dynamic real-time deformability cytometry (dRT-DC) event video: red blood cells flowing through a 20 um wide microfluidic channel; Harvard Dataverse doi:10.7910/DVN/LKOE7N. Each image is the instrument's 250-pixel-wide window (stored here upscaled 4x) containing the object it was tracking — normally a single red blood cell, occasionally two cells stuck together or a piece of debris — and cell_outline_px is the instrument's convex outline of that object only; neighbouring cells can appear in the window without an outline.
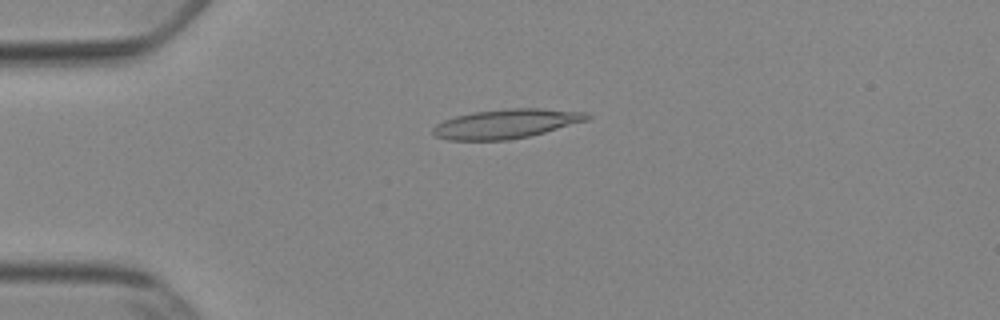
{"species": "Egyptian fruit bat (a non-hibernating species)", "species_latin": "Rousettus aegyptiacus", "temperature_condition": "cold", "stored_images_in_passage": 52, "camera_frame_rate_fps": 3000, "um_per_image_px": 0.085, "animal": {"sex": "female"}, "frame": {"image": 1, "passage_image": 13, "time_ms": 4.0, "image_size_px": [1000, 320], "cell_outline_px": [[592, 116], [588, 120], [544, 132], [528, 136], [508, 140], [448, 140], [436, 136], [432, 132], [432, 128], [436, 124], [444, 120], [456, 116], [472, 112], [508, 108], [540, 108], [588, 112]], "centroid_in_image_um": [43.03, 10.51], "position_along_channel_um": 42.0, "area_um2": 26.3}}
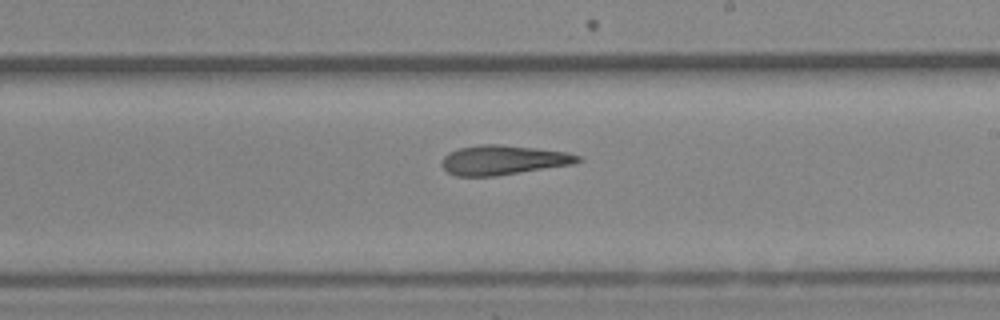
{"frame": {"image": 2, "passage_image": 31, "time_ms": 10.0, "image_size_px": [1000, 320], "cell_outline_px": [[584, 160], [572, 164], [496, 176], [456, 176], [448, 172], [440, 164], [444, 156], [448, 152], [460, 148], [480, 144], [500, 144], [568, 152], [580, 156]], "centroid_in_image_um": [42.76, 13.6], "position_along_channel_um": 246.2, "area_um2": 23.41}}
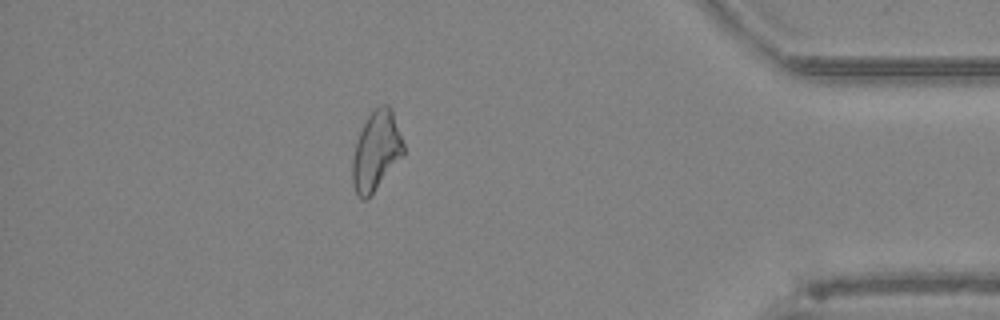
{"frame": {"image": 3, "passage_image": 46, "time_ms": 15.0, "image_size_px": [1000, 320], "cell_outline_px": [[404, 156], [368, 200], [360, 200], [356, 196], [352, 184], [352, 160], [356, 140], [368, 116], [380, 104], [388, 104], [392, 108], [404, 144]], "centroid_in_image_um": [31.98, 12.89], "position_along_channel_um": 403.2, "area_um2": 24.1}, "authors_computed_cell_mechanics": {"area_um2": 24.4494, "velocity_mm_per_s": 3.8833, "shape_relaxation_time_tau1_ms": null, "shape_relaxation_time_tau2_ms": 3.5795, "deformation_change_tau1": null, "deformation_change_tau2": 0.1446}}